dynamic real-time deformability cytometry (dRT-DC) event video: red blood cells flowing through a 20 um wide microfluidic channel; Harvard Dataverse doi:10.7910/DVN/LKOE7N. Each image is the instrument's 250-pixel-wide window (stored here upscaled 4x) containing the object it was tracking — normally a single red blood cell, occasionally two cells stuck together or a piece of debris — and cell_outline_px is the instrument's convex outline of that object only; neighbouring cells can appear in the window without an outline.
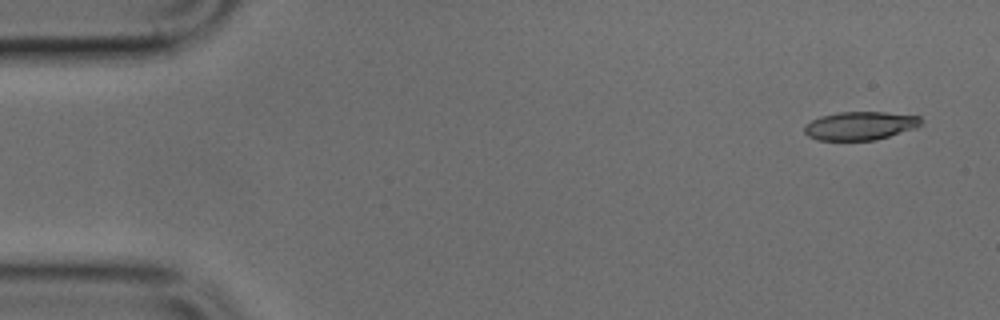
{"species": "common noctule bat (a hibernating species)", "species_latin": "Nyctalus noctula", "temperature_condition": "cold", "stored_images_in_passage": 4, "camera_frame_rate_fps": 3000, "um_per_image_px": 0.085, "animal": {"sex": "male", "body_mass_g": 17.9, "forearm_length_mm": 54.2}, "frame": {"image": 1, "passage_image": 1, "time_ms": 0.0, "image_size_px": [1000, 320], "cell_outline_px": [[924, 120], [916, 128], [876, 140], [816, 140], [808, 136], [804, 132], [804, 124], [820, 116], [840, 112], [884, 112], [920, 116]], "centroid_in_image_um": [73.11, 10.69], "position_along_channel_um": 11.9, "area_um2": 19.42}}
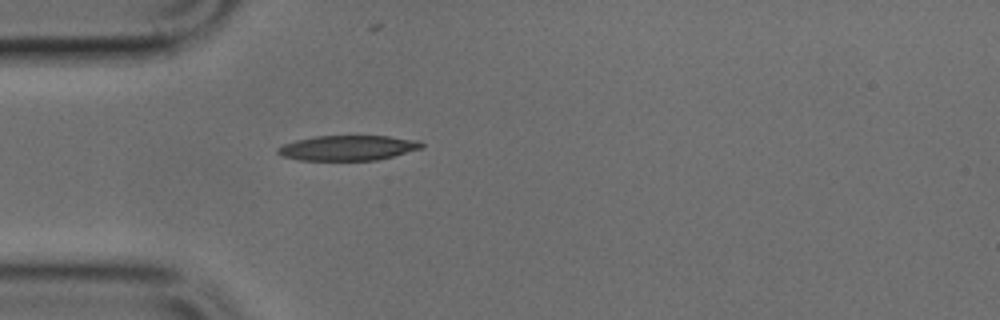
{"frame": {"image": 2, "passage_image": 4, "time_ms": 1.0, "image_size_px": [1000, 320], "cell_outline_px": [[424, 148], [376, 160], [300, 160], [280, 156], [276, 152], [276, 148], [284, 144], [296, 140], [316, 136], [388, 136], [420, 140], [424, 144]], "centroid_in_image_um": [29.57, 12.57], "position_along_channel_um": 55.4, "area_um2": 21.1}}